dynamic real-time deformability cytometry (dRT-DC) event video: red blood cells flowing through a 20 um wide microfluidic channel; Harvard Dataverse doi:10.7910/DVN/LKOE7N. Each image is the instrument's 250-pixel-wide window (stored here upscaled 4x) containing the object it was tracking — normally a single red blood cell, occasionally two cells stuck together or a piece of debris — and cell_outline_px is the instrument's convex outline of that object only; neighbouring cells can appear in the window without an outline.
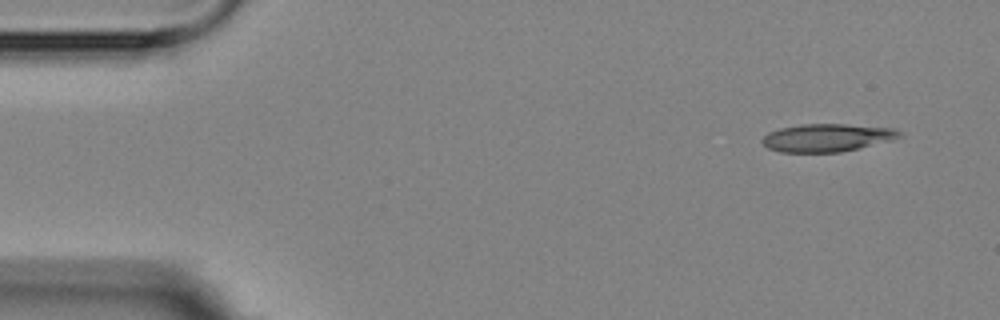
{"species": "Egyptian fruit bat (a non-hibernating species)", "species_latin": "Rousettus aegyptiacus", "temperature_condition": "room temperature", "stored_images_in_passage": 4, "camera_frame_rate_fps": 3000, "um_per_image_px": 0.085, "animal": {"sex": "female"}, "frame": {"image": 1, "passage_image": 1, "time_ms": 0.0, "image_size_px": [1000, 320], "cell_outline_px": [[904, 136], [892, 140], [860, 148], [840, 152], [780, 152], [768, 148], [760, 140], [768, 132], [780, 128], [800, 124], [844, 124], [896, 128], [904, 132]], "centroid_in_image_um": [70.35, 11.7], "position_along_channel_um": 14.7, "area_um2": 22.54}}
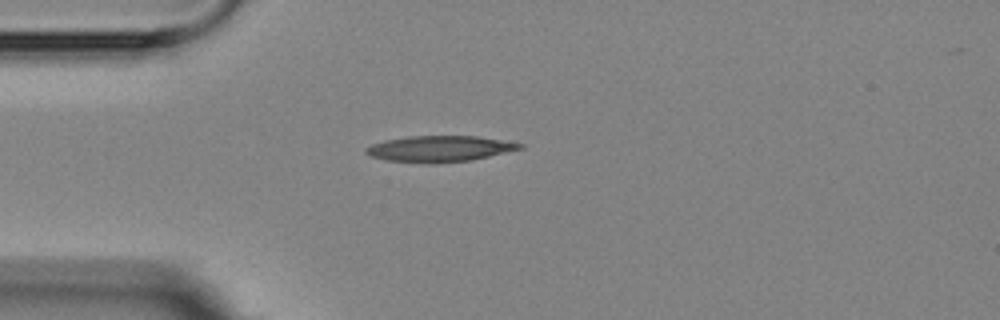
{"frame": {"image": 2, "passage_image": 4, "time_ms": 3.333, "image_size_px": [1000, 320], "cell_outline_px": [[524, 148], [472, 160], [432, 164], [428, 164], [384, 160], [368, 156], [364, 152], [364, 148], [372, 144], [384, 140], [412, 136], [476, 136], [524, 144]], "centroid_in_image_um": [37.3, 12.66], "position_along_channel_um": 47.7, "area_um2": 23.52}}